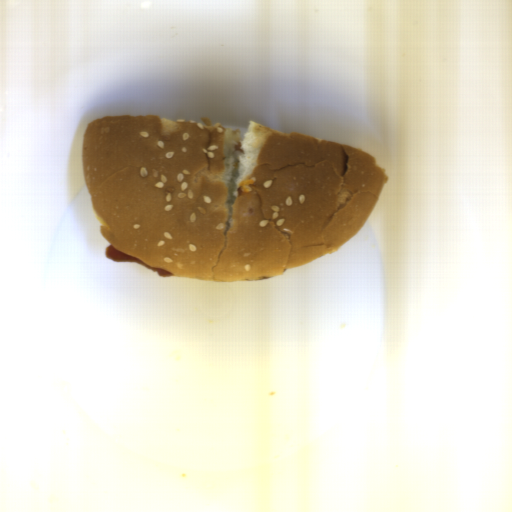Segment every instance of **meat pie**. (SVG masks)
<instances>
[{"instance_id": "b5893723", "label": "meat pie", "mask_w": 512, "mask_h": 512, "mask_svg": "<svg viewBox=\"0 0 512 512\" xmlns=\"http://www.w3.org/2000/svg\"><path fill=\"white\" fill-rule=\"evenodd\" d=\"M105 256L108 259H111L112 262L116 263H137L152 270L153 272H156L161 277H175L176 275L163 268H152L137 257L116 249L112 244L106 248Z\"/></svg>"}]
</instances>
